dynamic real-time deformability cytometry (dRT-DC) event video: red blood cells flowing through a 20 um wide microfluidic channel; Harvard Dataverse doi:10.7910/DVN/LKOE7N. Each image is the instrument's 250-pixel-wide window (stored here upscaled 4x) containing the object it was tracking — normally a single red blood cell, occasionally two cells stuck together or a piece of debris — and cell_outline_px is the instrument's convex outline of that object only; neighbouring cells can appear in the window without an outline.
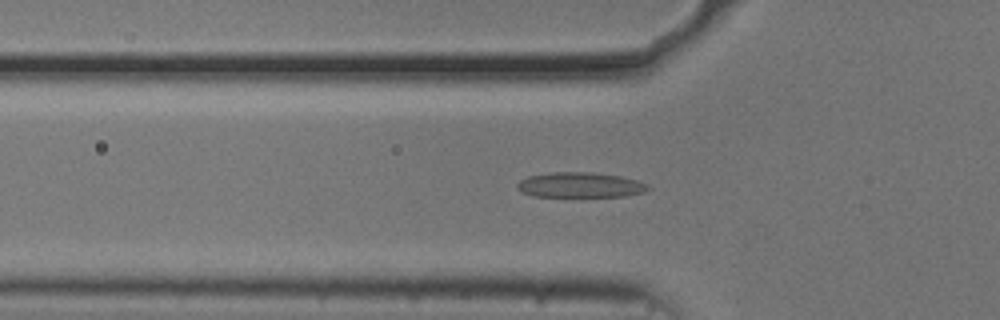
{"species": "common noctule bat (a hibernating species)", "species_latin": "Nyctalus noctula", "temperature_condition": "cold", "stored_images_in_passage": 53, "camera_frame_rate_fps": 3000, "um_per_image_px": 0.085, "animal": {"sex": "male", "body_mass_g": 20.5, "forearm_length_mm": 52.5}, "frame": {"image": 1, "passage_image": 17, "time_ms": 5.333, "image_size_px": [1000, 320], "cell_outline_px": [[652, 188], [644, 192], [624, 196], [532, 196], [524, 192], [516, 184], [520, 180], [528, 176], [552, 172], [592, 172], [620, 176], [636, 180], [648, 184]], "centroid_in_image_um": [49.35, 15.71], "position_along_channel_um": 76.4, "area_um2": 19.02}}
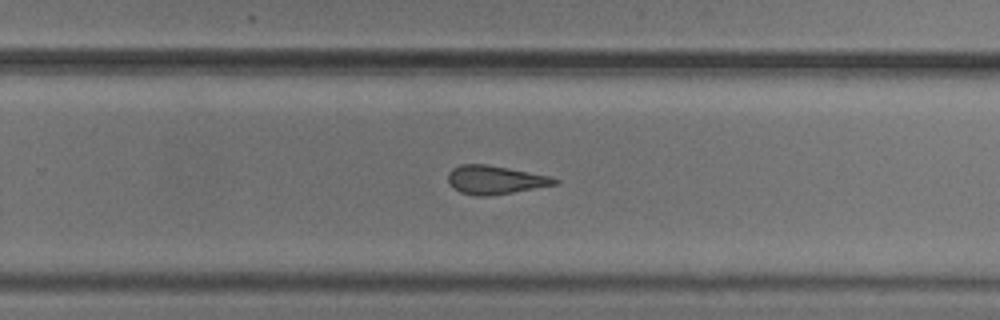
{"frame": {"image": 2, "passage_image": 34, "time_ms": 11.0, "image_size_px": [1000, 320], "cell_outline_px": [[560, 184], [488, 196], [476, 196], [460, 192], [452, 188], [448, 180], [448, 172], [452, 168], [460, 164], [488, 164], [548, 176], [560, 180]], "centroid_in_image_um": [42.06, 15.29], "position_along_channel_um": 287.7, "area_um2": 17.74}}
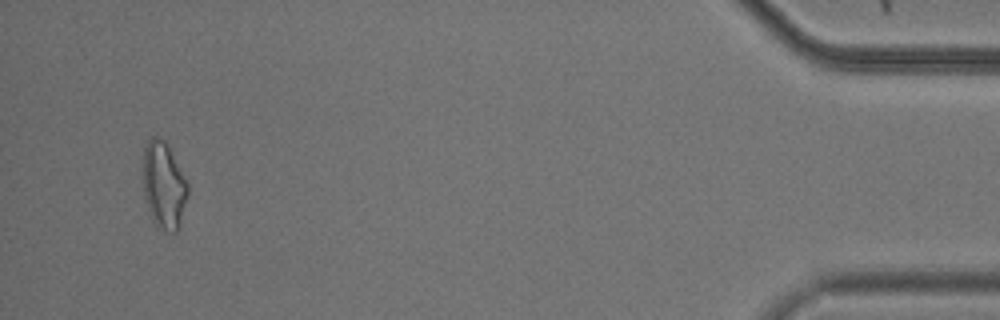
{"frame": {"image": 3, "passage_image": 51, "time_ms": 16.667, "image_size_px": [1000, 320], "cell_outline_px": [[188, 196], [180, 224], [176, 232], [172, 232], [156, 228], [152, 220], [144, 196], [144, 148], [148, 140], [152, 136], [160, 136], [164, 140], [188, 184]], "centroid_in_image_um": [13.92, 15.79], "position_along_channel_um": 421.3, "area_um2": 22.43}, "authors_computed_cell_mechanics": {"area_um2": 19.0162, "velocity_mm_per_s": 3.7116, "shape_relaxation_time_tau1_ms": 11.2722, "shape_relaxation_time_tau2_ms": 2.9801, "deformation_change_tau1": 0.2535, "deformation_change_tau2": 0.107}}